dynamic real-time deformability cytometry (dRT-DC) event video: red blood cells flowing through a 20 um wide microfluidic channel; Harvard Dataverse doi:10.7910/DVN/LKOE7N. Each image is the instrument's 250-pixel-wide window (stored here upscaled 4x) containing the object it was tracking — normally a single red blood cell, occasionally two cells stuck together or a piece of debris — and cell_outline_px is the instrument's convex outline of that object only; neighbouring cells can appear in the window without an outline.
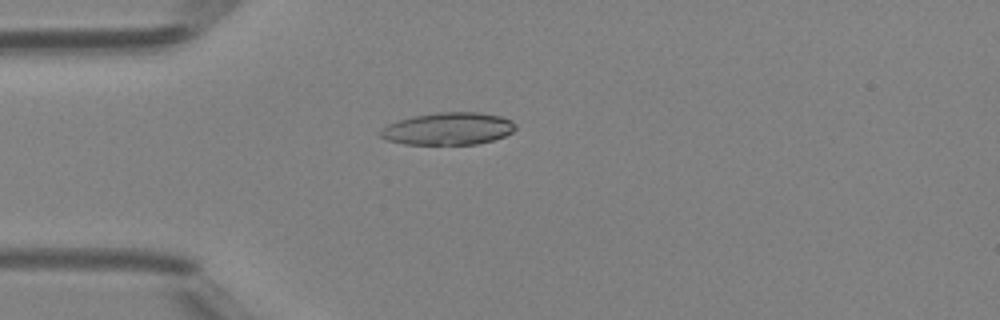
{"species": "Egyptian fruit bat (a non-hibernating species)", "species_latin": "Rousettus aegyptiacus", "temperature_condition": "room temperature", "stored_images_in_passage": 48, "camera_frame_rate_fps": 3000, "um_per_image_px": 0.085, "animal": {"sex": "female"}, "frame": {"image": 1, "passage_image": 13, "time_ms": 4.0, "image_size_px": [1000, 320], "cell_outline_px": [[516, 128], [512, 132], [504, 136], [492, 140], [476, 144], [404, 144], [388, 140], [380, 136], [380, 132], [388, 124], [412, 116], [436, 112], [476, 112], [500, 116], [512, 120], [516, 124]], "centroid_in_image_um": [38.12, 10.93], "position_along_channel_um": 46.9, "area_um2": 25.32}}
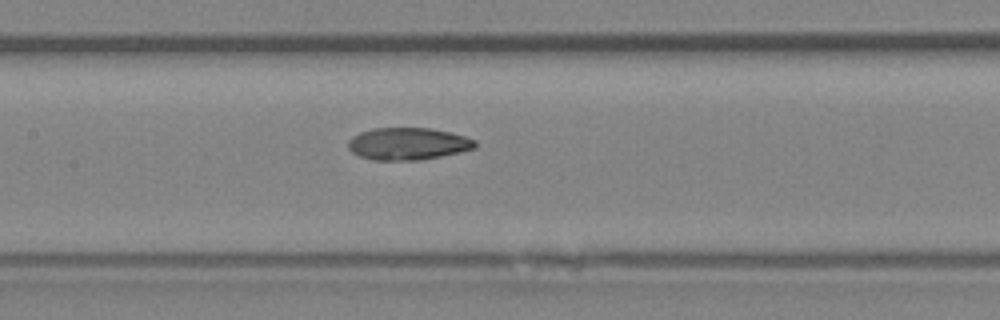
{"frame": {"image": 2, "passage_image": 23, "time_ms": 7.333, "image_size_px": [1000, 320], "cell_outline_px": [[476, 148], [460, 152], [420, 160], [372, 160], [360, 156], [352, 152], [348, 148], [348, 140], [352, 136], [360, 132], [372, 128], [432, 128], [464, 136], [476, 140]], "centroid_in_image_um": [34.65, 12.22], "position_along_channel_um": 172.7, "area_um2": 23.87}}
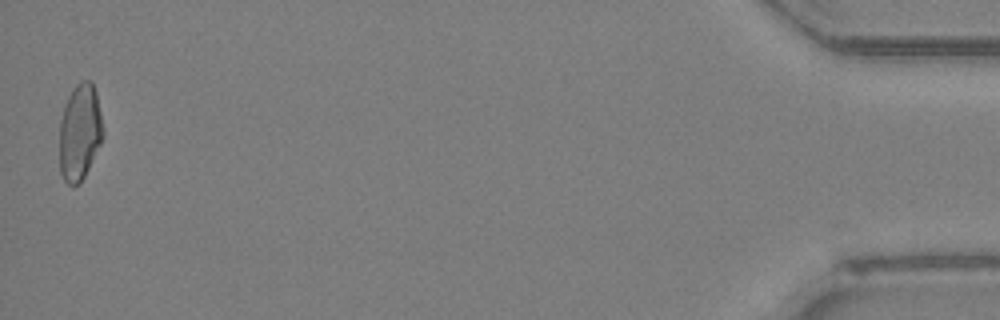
{"frame": {"image": 3, "passage_image": 48, "time_ms": 15.667, "image_size_px": [1000, 320], "cell_outline_px": [[104, 136], [84, 176], [72, 188], [64, 180], [60, 172], [60, 120], [64, 104], [68, 96], [76, 84], [80, 80], [92, 80], [96, 92], [104, 132]], "centroid_in_image_um": [6.78, 11.2], "position_along_channel_um": 428.4, "area_um2": 24.45}, "authors_computed_cell_mechanics": {"area_um2": 24.4494, "velocity_mm_per_s": 4.2375, "shape_relaxation_time_tau1_ms": null, "shape_relaxation_time_tau2_ms": 2.6353, "deformation_change_tau1": null, "deformation_change_tau2": 0.0957}}